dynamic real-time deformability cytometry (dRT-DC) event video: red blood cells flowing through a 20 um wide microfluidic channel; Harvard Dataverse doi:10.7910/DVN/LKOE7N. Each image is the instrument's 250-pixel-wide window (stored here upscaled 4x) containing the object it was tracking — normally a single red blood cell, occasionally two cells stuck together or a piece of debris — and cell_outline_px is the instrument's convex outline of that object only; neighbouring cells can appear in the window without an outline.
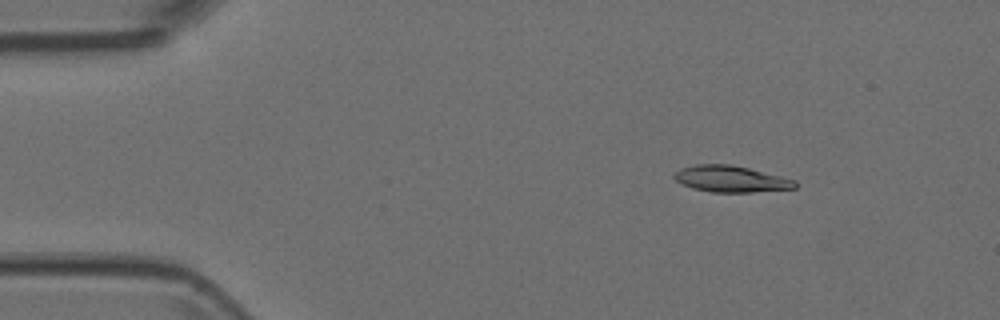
{"species": "Egyptian fruit bat (a non-hibernating species)", "species_latin": "Rousettus aegyptiacus", "temperature_condition": "room temperature", "stored_images_in_passage": 4, "camera_frame_rate_fps": 3000, "um_per_image_px": 0.085, "animal": {"sex": "female"}, "frame": {"image": 1, "passage_image": 2, "time_ms": 0.333, "image_size_px": [1000, 320], "cell_outline_px": [[796, 188], [752, 192], [712, 192], [692, 188], [676, 180], [672, 176], [680, 168], [696, 164], [732, 164], [796, 180]], "centroid_in_image_um": [62.11, 15.2], "position_along_channel_um": 22.9, "area_um2": 18.44}}